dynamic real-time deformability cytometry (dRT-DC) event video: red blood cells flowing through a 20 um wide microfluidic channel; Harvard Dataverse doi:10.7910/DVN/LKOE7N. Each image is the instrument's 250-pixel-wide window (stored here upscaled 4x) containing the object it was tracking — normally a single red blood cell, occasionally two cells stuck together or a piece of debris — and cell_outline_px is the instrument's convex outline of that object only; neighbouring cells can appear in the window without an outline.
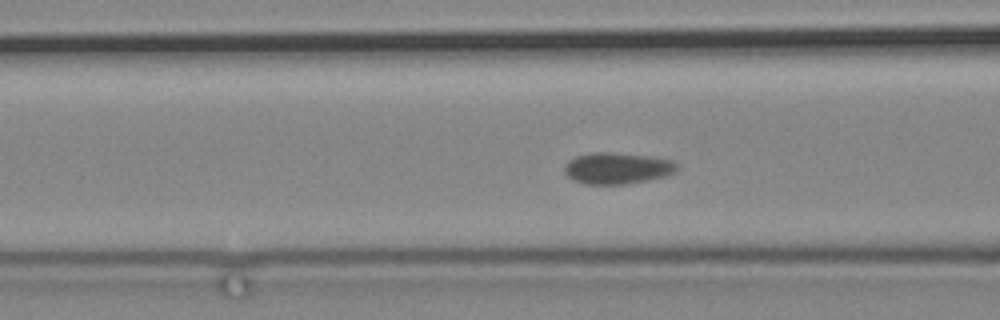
{"species": "common noctule bat (a hibernating species)", "species_latin": "Nyctalus noctula", "temperature_condition": "cold", "stored_images_in_passage": 45, "camera_frame_rate_fps": 3000, "um_per_image_px": 0.085, "animal": {"sex": "male", "body_mass_g": 19.2, "forearm_length_mm": 51.8}, "frame": {"image": 1, "passage_image": 6, "time_ms": 1.667, "image_size_px": [1000, 320], "cell_outline_px": [[680, 168], [676, 172], [664, 176], [648, 180], [624, 184], [584, 184], [572, 180], [564, 172], [564, 168], [568, 160], [576, 156], [592, 152], [608, 152], [648, 156], [672, 160]], "centroid_in_image_um": [52.45, 14.3], "position_along_channel_um": 114.1, "area_um2": 20.63}}
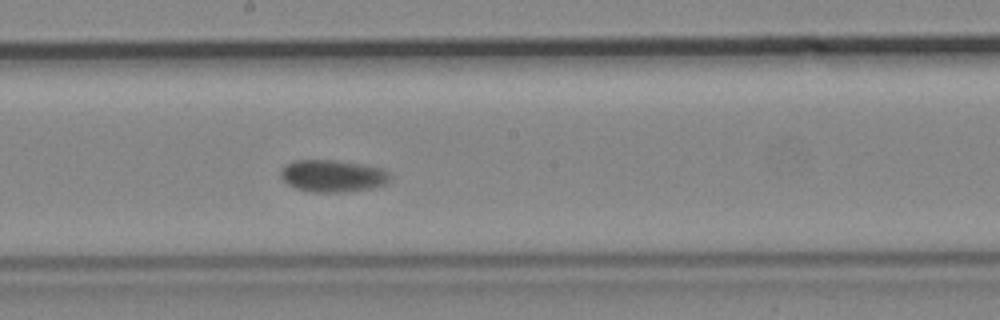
{"frame": {"image": 2, "passage_image": 16, "time_ms": 5.0, "image_size_px": [1000, 320], "cell_outline_px": [[392, 180], [384, 184], [372, 188], [344, 192], [308, 192], [296, 188], [288, 184], [280, 176], [280, 168], [284, 164], [296, 160], [332, 160], [360, 164], [384, 168], [392, 176]], "centroid_in_image_um": [28.28, 14.95], "position_along_channel_um": 219.9, "area_um2": 20.69}}
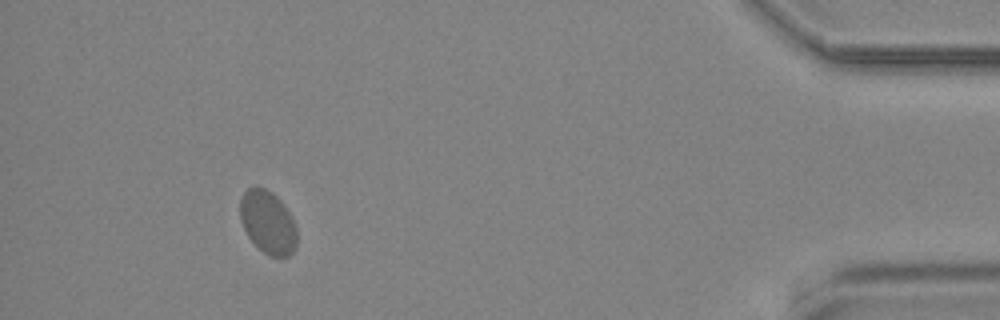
{"frame": {"image": 3, "passage_image": 40, "time_ms": 13.0, "image_size_px": [1000, 320], "cell_outline_px": [[296, 248], [288, 256], [272, 256], [264, 252], [248, 236], [240, 220], [240, 196], [252, 184], [256, 184], [272, 192], [280, 200], [296, 224]], "centroid_in_image_um": [22.75, 18.84], "position_along_channel_um": 412.5, "area_um2": 20.87}}